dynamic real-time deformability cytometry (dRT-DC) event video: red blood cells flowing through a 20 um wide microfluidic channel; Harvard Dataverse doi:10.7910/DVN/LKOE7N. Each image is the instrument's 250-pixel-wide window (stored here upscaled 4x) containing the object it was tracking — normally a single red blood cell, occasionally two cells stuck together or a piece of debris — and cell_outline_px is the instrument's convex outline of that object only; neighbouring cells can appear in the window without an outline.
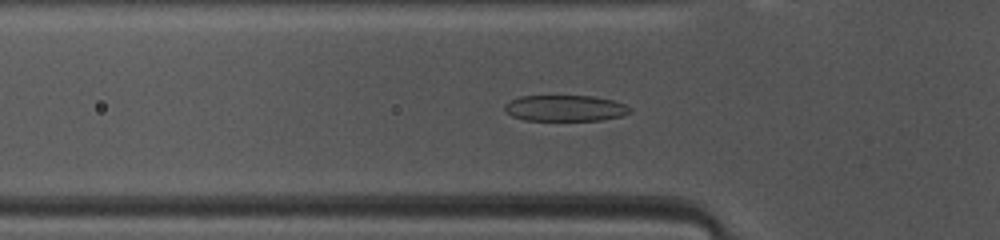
{"species": "common noctule bat (a hibernating species)", "species_latin": "Nyctalus noctula", "temperature_condition": "warm", "stored_images_in_passage": 42, "camera_frame_rate_fps": 3000, "um_per_image_px": 0.085, "animal": {"sex": "female", "body_mass_g": 10.0, "forearm_length_mm": 53.1}, "frame": {"image": 1, "passage_image": 9, "time_ms": 2.667, "image_size_px": [1000, 240], "cell_outline_px": [[632, 112], [624, 116], [600, 120], [524, 120], [512, 116], [504, 112], [504, 104], [520, 96], [592, 96], [612, 100], [624, 104], [632, 108]], "centroid_in_image_um": [48.05, 9.2], "position_along_channel_um": 77.8, "area_um2": 19.13}}
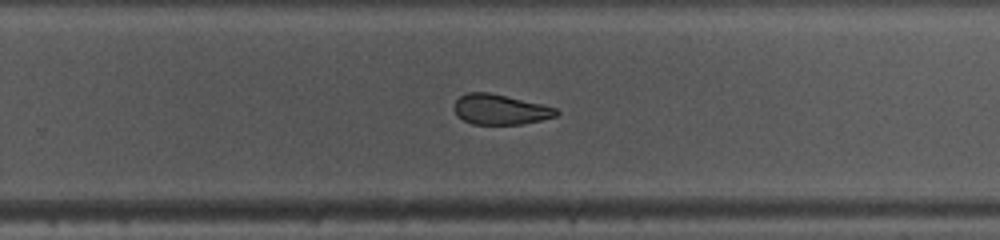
{"frame": {"image": 2, "passage_image": 24, "time_ms": 7.667, "image_size_px": [1000, 240], "cell_outline_px": [[560, 112], [556, 116], [524, 124], [472, 124], [456, 116], [452, 108], [456, 100], [460, 96], [468, 92], [488, 92], [540, 104], [556, 108]], "centroid_in_image_um": [42.47, 9.31], "position_along_channel_um": 287.3, "area_um2": 17.92}}
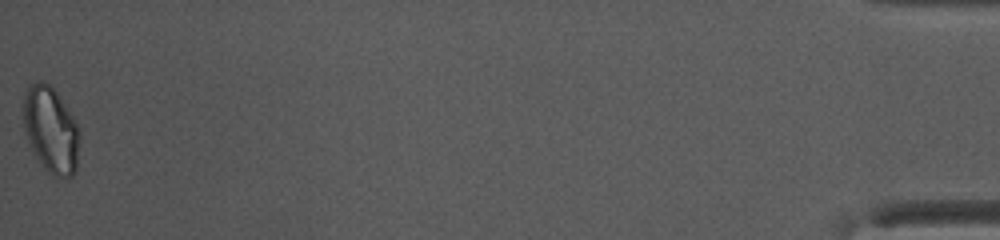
{"frame": {"image": 3, "passage_image": 42, "time_ms": 13.667, "image_size_px": [1000, 240], "cell_outline_px": [[80, 136], [76, 172], [72, 176], [52, 176], [44, 168], [36, 156], [28, 140], [24, 128], [24, 92], [36, 80], [40, 80], [48, 84], [56, 92], [76, 120], [80, 128]], "centroid_in_image_um": [4.35, 11.04], "position_along_channel_um": 430.8, "area_um2": 28.15}, "authors_computed_cell_mechanics": {"area_um2": 19.9988, "velocity_mm_per_s": 4.175, "shape_relaxation_time_tau1_ms": 3.1483, "shape_relaxation_time_tau2_ms": 1.3528, "deformation_change_tau1": 0.1413, "deformation_change_tau2": 0.0774}}